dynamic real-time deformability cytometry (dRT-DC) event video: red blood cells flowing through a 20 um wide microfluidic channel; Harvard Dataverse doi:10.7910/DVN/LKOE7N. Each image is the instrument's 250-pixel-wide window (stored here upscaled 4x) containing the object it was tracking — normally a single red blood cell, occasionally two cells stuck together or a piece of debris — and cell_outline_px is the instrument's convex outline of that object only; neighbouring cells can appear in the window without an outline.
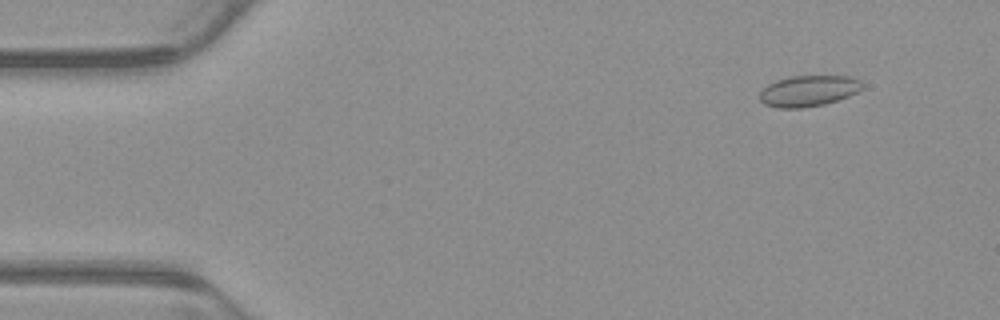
{"species": "common noctule bat (a hibernating species)", "species_latin": "Nyctalus noctula", "temperature_condition": "warm", "stored_images_in_passage": 5, "camera_frame_rate_fps": 3000, "um_per_image_px": 0.085, "animal": {"sex": "male", "body_mass_g": 23.1, "forearm_length_mm": 52.7}, "frame": {"image": 1, "passage_image": 2, "time_ms": 0.333, "image_size_px": [1000, 320], "cell_outline_px": [[864, 84], [856, 92], [848, 96], [824, 104], [800, 108], [776, 108], [764, 104], [760, 100], [760, 92], [768, 84], [776, 80], [788, 76], [852, 76], [860, 80]], "centroid_in_image_um": [68.7, 7.72], "position_along_channel_um": 16.3, "area_um2": 18.5}}
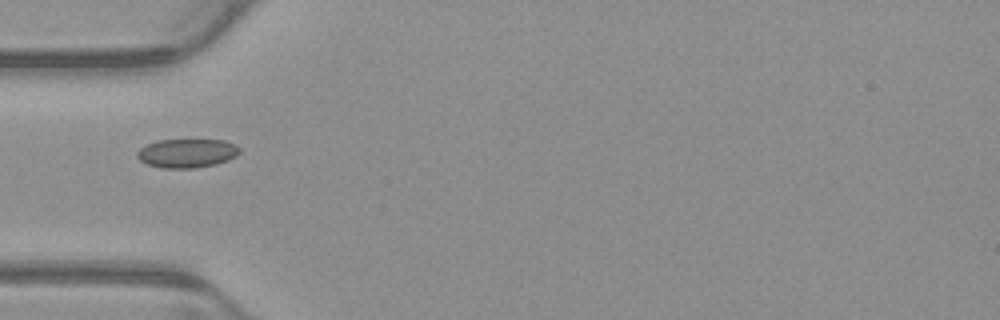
{"frame": {"image": 2, "passage_image": 5, "time_ms": 1.333, "image_size_px": [1000, 320], "cell_outline_px": [[240, 152], [236, 156], [228, 160], [216, 164], [196, 168], [160, 168], [148, 164], [140, 160], [136, 156], [136, 152], [140, 148], [156, 140], [224, 140], [236, 144], [240, 148]], "centroid_in_image_um": [15.9, 13.02], "position_along_channel_um": 69.1, "area_um2": 17.34}}